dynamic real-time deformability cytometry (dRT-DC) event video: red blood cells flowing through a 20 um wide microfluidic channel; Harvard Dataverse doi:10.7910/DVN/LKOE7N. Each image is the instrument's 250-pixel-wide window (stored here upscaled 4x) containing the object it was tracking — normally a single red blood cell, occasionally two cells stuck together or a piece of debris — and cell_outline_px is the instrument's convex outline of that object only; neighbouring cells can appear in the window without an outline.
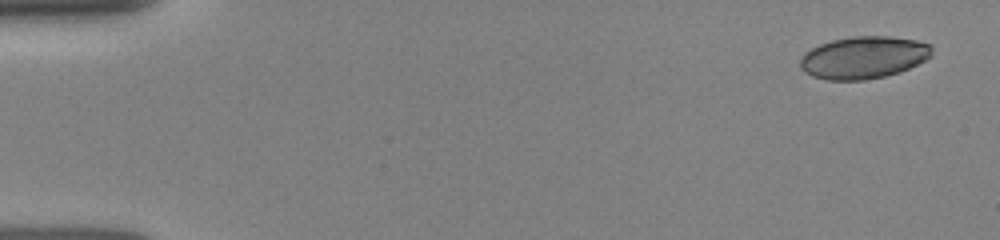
{"species": "human", "species_latin": "Homo sapiens", "temperature_condition": "room temperature", "stored_images_in_passage": 12, "camera_frame_rate_fps": 3000, "um_per_image_px": 0.085, "donor": {"sex": "female"}, "frame": {"image": 1, "passage_image": 1, "time_ms": 0.0, "image_size_px": [1000, 240], "cell_outline_px": [[932, 56], [900, 72], [884, 76], [864, 80], [824, 80], [812, 76], [804, 72], [800, 68], [800, 60], [804, 52], [820, 44], [832, 40], [852, 36], [888, 36], [916, 40], [932, 44]], "centroid_in_image_um": [73.39, 4.88], "position_along_channel_um": 11.6, "area_um2": 32.6}}
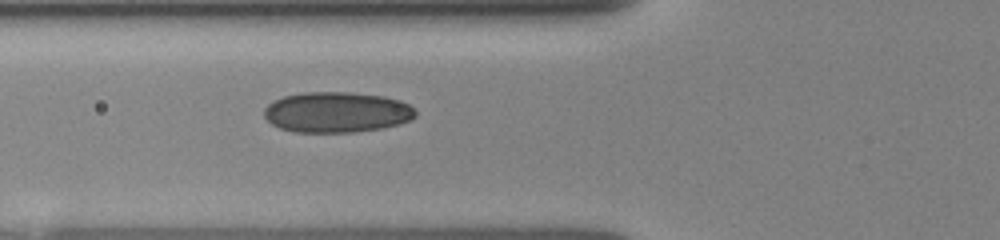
{"frame": {"image": 2, "passage_image": 9, "time_ms": 5.333, "image_size_px": [1000, 240], "cell_outline_px": [[416, 116], [412, 120], [400, 124], [380, 128], [352, 132], [296, 132], [280, 128], [272, 124], [264, 116], [264, 108], [268, 104], [284, 96], [304, 92], [348, 92], [384, 96], [400, 100], [408, 104], [416, 112]], "centroid_in_image_um": [28.63, 9.53], "position_along_channel_um": 97.2, "area_um2": 35.78}}
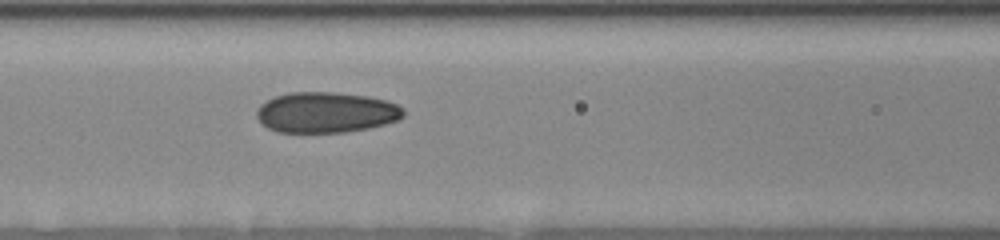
{"frame": {"image": 3, "passage_image": 12, "time_ms": 6.333, "image_size_px": [1000, 240], "cell_outline_px": [[404, 116], [400, 120], [368, 128], [348, 132], [280, 132], [268, 128], [256, 116], [256, 112], [260, 104], [276, 96], [288, 92], [332, 92], [368, 96], [384, 100], [396, 104], [404, 108]], "centroid_in_image_um": [27.74, 9.55], "position_along_channel_um": 138.9, "area_um2": 34.74}}